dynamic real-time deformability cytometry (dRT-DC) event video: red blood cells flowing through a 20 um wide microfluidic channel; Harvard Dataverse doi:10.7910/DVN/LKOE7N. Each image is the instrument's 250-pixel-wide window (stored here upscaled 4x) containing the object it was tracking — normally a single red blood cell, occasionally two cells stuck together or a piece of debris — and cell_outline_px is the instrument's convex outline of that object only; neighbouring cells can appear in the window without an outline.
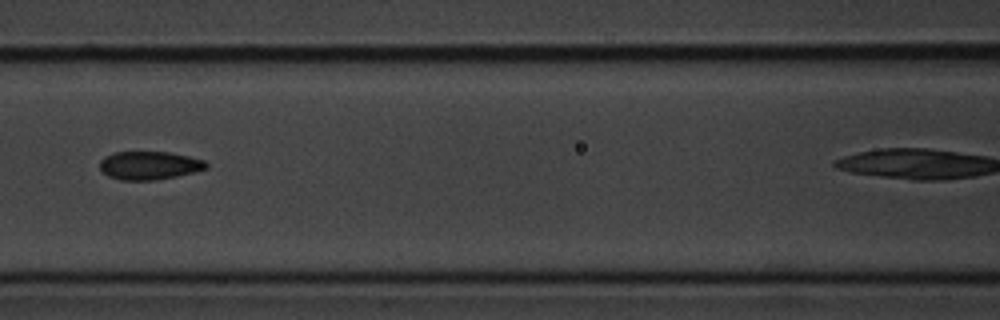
{"species": "common noctule bat (a hibernating species)", "species_latin": "Nyctalus noctula", "temperature_condition": "cold", "stored_images_in_passage": 10, "camera_frame_rate_fps": 3000, "um_per_image_px": 0.085, "animal": {"sex": "male", "body_mass_g": 20.1, "forearm_length_mm": 53.5}, "frame": {"image": 1, "passage_image": 6, "time_ms": 5.667, "image_size_px": [1000, 320], "cell_outline_px": [[208, 168], [176, 176], [156, 180], [120, 180], [108, 176], [100, 168], [100, 160], [104, 156], [112, 152], [168, 152], [188, 156], [204, 160], [208, 164]], "centroid_in_image_um": [12.67, 14.06], "position_along_channel_um": 153.9, "area_um2": 17.51}}
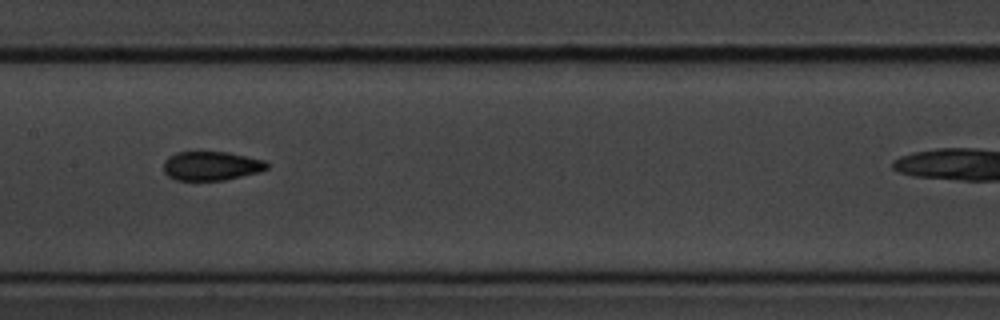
{"frame": {"image": 2, "passage_image": 7, "time_ms": 6.667, "image_size_px": [1000, 320], "cell_outline_px": [[268, 168], [260, 172], [224, 180], [176, 180], [168, 176], [164, 172], [164, 160], [168, 156], [176, 152], [228, 152], [264, 160], [268, 164]], "centroid_in_image_um": [17.95, 14.1], "position_along_channel_um": 189.5, "area_um2": 17.51}}
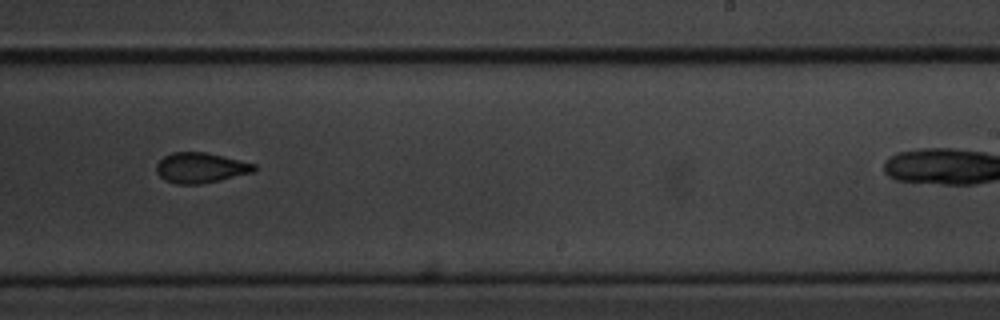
{"frame": {"image": 3, "passage_image": 9, "time_ms": 9.0, "image_size_px": [1000, 320], "cell_outline_px": [[256, 172], [220, 180], [200, 184], [176, 184], [164, 180], [156, 172], [156, 164], [164, 156], [172, 152], [204, 152], [240, 160], [256, 164]], "centroid_in_image_um": [17.06, 14.27], "position_along_channel_um": 271.9, "area_um2": 17.34}}